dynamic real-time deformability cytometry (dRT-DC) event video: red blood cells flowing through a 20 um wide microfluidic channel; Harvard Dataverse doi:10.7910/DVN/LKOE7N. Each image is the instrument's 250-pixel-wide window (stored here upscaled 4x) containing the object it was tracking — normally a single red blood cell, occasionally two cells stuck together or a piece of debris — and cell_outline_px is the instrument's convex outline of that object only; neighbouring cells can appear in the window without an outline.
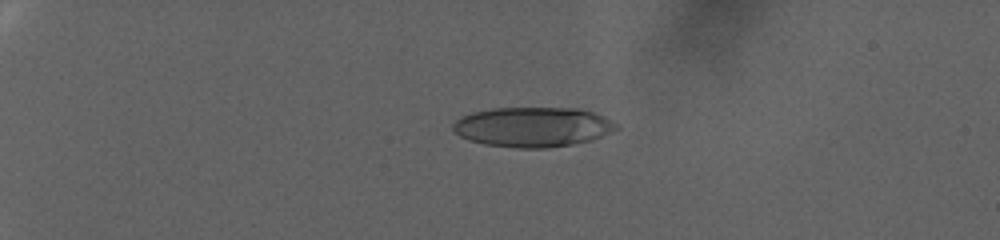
{"species": "human", "species_latin": "Homo sapiens", "temperature_condition": "warm", "stored_images_in_passage": 52, "camera_frame_rate_fps": 3000, "um_per_image_px": 0.085, "donor": {"sex": "female"}, "frame": {"image": 1, "passage_image": 8, "time_ms": 2.333, "image_size_px": [1000, 240], "cell_outline_px": [[620, 128], [592, 140], [572, 144], [548, 148], [516, 148], [484, 144], [468, 140], [460, 136], [452, 128], [452, 124], [460, 116], [472, 112], [492, 108], [580, 108], [604, 116], [616, 124]], "centroid_in_image_um": [45.27, 10.79], "position_along_channel_um": 39.7, "area_um2": 38.09}}
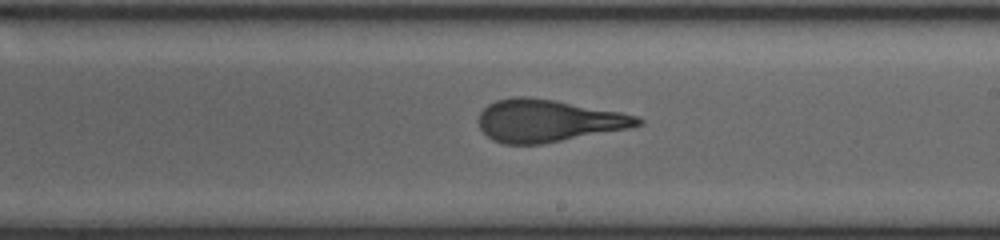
{"frame": {"image": 2, "passage_image": 30, "time_ms": 9.667, "image_size_px": [1000, 240], "cell_outline_px": [[644, 124], [628, 128], [540, 144], [504, 144], [492, 140], [480, 128], [476, 120], [480, 112], [488, 104], [496, 100], [512, 96], [528, 96], [552, 100], [620, 112], [636, 116], [644, 120]], "centroid_in_image_um": [46.52, 10.25], "position_along_channel_um": 242.5, "area_um2": 39.02}}
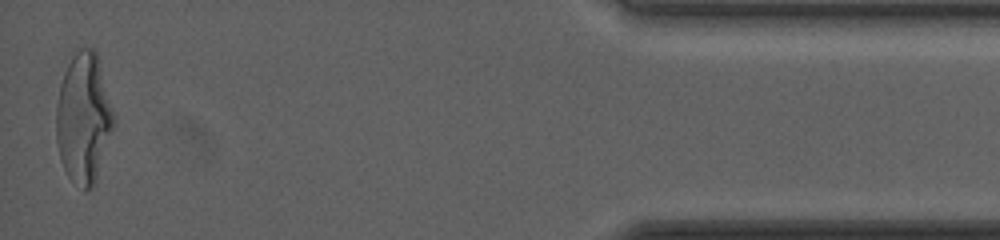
{"frame": {"image": 3, "passage_image": 52, "time_ms": 17.0, "image_size_px": [1000, 240], "cell_outline_px": [[116, 124], [96, 180], [92, 188], [84, 192], [68, 176], [64, 168], [60, 156], [56, 140], [56, 104], [60, 84], [64, 72], [72, 56], [80, 48], [96, 48], [116, 116]], "centroid_in_image_um": [7.14, 10.04], "position_along_channel_um": 428.1, "area_um2": 44.39}, "authors_computed_cell_mechanics": {"area_um2": 39.1595, "velocity_mm_per_s": 4.0545, "shape_relaxation_time_tau1_ms": 5.9463, "shape_relaxation_time_tau2_ms": 1.0867, "deformation_change_tau1": 0.2817, "deformation_change_tau2": 0.1134}}